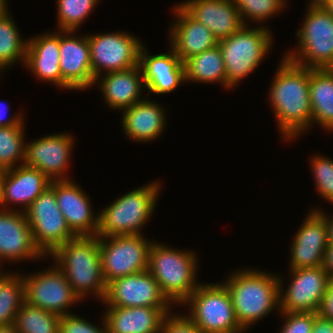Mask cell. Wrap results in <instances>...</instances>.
<instances>
[{
  "label": "cell",
  "mask_w": 333,
  "mask_h": 333,
  "mask_svg": "<svg viewBox=\"0 0 333 333\" xmlns=\"http://www.w3.org/2000/svg\"><path fill=\"white\" fill-rule=\"evenodd\" d=\"M267 89V101L284 143L295 142L312 130L309 79L311 68L298 66L283 55ZM275 75V76H274Z\"/></svg>",
  "instance_id": "6da1fadb"
},
{
  "label": "cell",
  "mask_w": 333,
  "mask_h": 333,
  "mask_svg": "<svg viewBox=\"0 0 333 333\" xmlns=\"http://www.w3.org/2000/svg\"><path fill=\"white\" fill-rule=\"evenodd\" d=\"M226 275L221 282L228 289L235 316L246 332L270 314L280 313L277 273L243 266Z\"/></svg>",
  "instance_id": "7a4b0ae2"
},
{
  "label": "cell",
  "mask_w": 333,
  "mask_h": 333,
  "mask_svg": "<svg viewBox=\"0 0 333 333\" xmlns=\"http://www.w3.org/2000/svg\"><path fill=\"white\" fill-rule=\"evenodd\" d=\"M48 258L64 273L79 299L103 302L107 284L102 274L98 236H76L57 247Z\"/></svg>",
  "instance_id": "3957f363"
},
{
  "label": "cell",
  "mask_w": 333,
  "mask_h": 333,
  "mask_svg": "<svg viewBox=\"0 0 333 333\" xmlns=\"http://www.w3.org/2000/svg\"><path fill=\"white\" fill-rule=\"evenodd\" d=\"M199 258L194 249L175 248L158 240L152 243L147 270L174 307L179 308L202 283L197 280L200 270Z\"/></svg>",
  "instance_id": "277c9868"
},
{
  "label": "cell",
  "mask_w": 333,
  "mask_h": 333,
  "mask_svg": "<svg viewBox=\"0 0 333 333\" xmlns=\"http://www.w3.org/2000/svg\"><path fill=\"white\" fill-rule=\"evenodd\" d=\"M155 179L128 190L99 210L98 230L102 237L144 235V229L157 210L163 184Z\"/></svg>",
  "instance_id": "5b68a950"
},
{
  "label": "cell",
  "mask_w": 333,
  "mask_h": 333,
  "mask_svg": "<svg viewBox=\"0 0 333 333\" xmlns=\"http://www.w3.org/2000/svg\"><path fill=\"white\" fill-rule=\"evenodd\" d=\"M274 34L271 28L243 25L230 37L218 42L225 65L226 90L233 91L259 69L274 49Z\"/></svg>",
  "instance_id": "8992f818"
},
{
  "label": "cell",
  "mask_w": 333,
  "mask_h": 333,
  "mask_svg": "<svg viewBox=\"0 0 333 333\" xmlns=\"http://www.w3.org/2000/svg\"><path fill=\"white\" fill-rule=\"evenodd\" d=\"M306 3L296 45L281 55L298 66L333 68V15L317 1Z\"/></svg>",
  "instance_id": "52a82bcc"
},
{
  "label": "cell",
  "mask_w": 333,
  "mask_h": 333,
  "mask_svg": "<svg viewBox=\"0 0 333 333\" xmlns=\"http://www.w3.org/2000/svg\"><path fill=\"white\" fill-rule=\"evenodd\" d=\"M179 307H185L184 314L202 333H247L239 325L230 293L221 281L202 282Z\"/></svg>",
  "instance_id": "ba28073f"
},
{
  "label": "cell",
  "mask_w": 333,
  "mask_h": 333,
  "mask_svg": "<svg viewBox=\"0 0 333 333\" xmlns=\"http://www.w3.org/2000/svg\"><path fill=\"white\" fill-rule=\"evenodd\" d=\"M51 263L37 272H23L25 302L57 315H69L82 301L74 293L63 271Z\"/></svg>",
  "instance_id": "9c48e42d"
},
{
  "label": "cell",
  "mask_w": 333,
  "mask_h": 333,
  "mask_svg": "<svg viewBox=\"0 0 333 333\" xmlns=\"http://www.w3.org/2000/svg\"><path fill=\"white\" fill-rule=\"evenodd\" d=\"M145 236H98L102 274L106 284L148 269L149 250L155 239Z\"/></svg>",
  "instance_id": "30bf717a"
},
{
  "label": "cell",
  "mask_w": 333,
  "mask_h": 333,
  "mask_svg": "<svg viewBox=\"0 0 333 333\" xmlns=\"http://www.w3.org/2000/svg\"><path fill=\"white\" fill-rule=\"evenodd\" d=\"M87 38L94 78L139 65L140 50L144 42L130 31L88 33Z\"/></svg>",
  "instance_id": "8fae6325"
},
{
  "label": "cell",
  "mask_w": 333,
  "mask_h": 333,
  "mask_svg": "<svg viewBox=\"0 0 333 333\" xmlns=\"http://www.w3.org/2000/svg\"><path fill=\"white\" fill-rule=\"evenodd\" d=\"M288 274V282L278 274L280 312H318L331 279L323 266L289 269Z\"/></svg>",
  "instance_id": "7c38bea8"
},
{
  "label": "cell",
  "mask_w": 333,
  "mask_h": 333,
  "mask_svg": "<svg viewBox=\"0 0 333 333\" xmlns=\"http://www.w3.org/2000/svg\"><path fill=\"white\" fill-rule=\"evenodd\" d=\"M33 240L48 257L57 247L75 238L57 205L55 191L49 186L25 211Z\"/></svg>",
  "instance_id": "4fadbf2b"
},
{
  "label": "cell",
  "mask_w": 333,
  "mask_h": 333,
  "mask_svg": "<svg viewBox=\"0 0 333 333\" xmlns=\"http://www.w3.org/2000/svg\"><path fill=\"white\" fill-rule=\"evenodd\" d=\"M74 135L59 131L26 141L24 164L38 169L51 181L71 180L68 172L77 141Z\"/></svg>",
  "instance_id": "5bb4252c"
},
{
  "label": "cell",
  "mask_w": 333,
  "mask_h": 333,
  "mask_svg": "<svg viewBox=\"0 0 333 333\" xmlns=\"http://www.w3.org/2000/svg\"><path fill=\"white\" fill-rule=\"evenodd\" d=\"M102 305L105 307H158L165 314L174 306L163 295L148 270L119 277L107 284Z\"/></svg>",
  "instance_id": "9a60e30c"
},
{
  "label": "cell",
  "mask_w": 333,
  "mask_h": 333,
  "mask_svg": "<svg viewBox=\"0 0 333 333\" xmlns=\"http://www.w3.org/2000/svg\"><path fill=\"white\" fill-rule=\"evenodd\" d=\"M38 260L49 258L36 246L25 212L0 208V270L6 263L18 265Z\"/></svg>",
  "instance_id": "2e32d148"
},
{
  "label": "cell",
  "mask_w": 333,
  "mask_h": 333,
  "mask_svg": "<svg viewBox=\"0 0 333 333\" xmlns=\"http://www.w3.org/2000/svg\"><path fill=\"white\" fill-rule=\"evenodd\" d=\"M59 49L61 90L85 92L92 89L95 78L87 33L60 31Z\"/></svg>",
  "instance_id": "e0dca14e"
},
{
  "label": "cell",
  "mask_w": 333,
  "mask_h": 333,
  "mask_svg": "<svg viewBox=\"0 0 333 333\" xmlns=\"http://www.w3.org/2000/svg\"><path fill=\"white\" fill-rule=\"evenodd\" d=\"M308 210L291 238L288 269L322 266L328 247L326 219L318 209Z\"/></svg>",
  "instance_id": "ac0fdd59"
},
{
  "label": "cell",
  "mask_w": 333,
  "mask_h": 333,
  "mask_svg": "<svg viewBox=\"0 0 333 333\" xmlns=\"http://www.w3.org/2000/svg\"><path fill=\"white\" fill-rule=\"evenodd\" d=\"M57 205L70 230L76 236H95L98 230L99 212H94L90 195L75 179L51 181Z\"/></svg>",
  "instance_id": "d6986e66"
},
{
  "label": "cell",
  "mask_w": 333,
  "mask_h": 333,
  "mask_svg": "<svg viewBox=\"0 0 333 333\" xmlns=\"http://www.w3.org/2000/svg\"><path fill=\"white\" fill-rule=\"evenodd\" d=\"M143 45L140 50L141 67L148 97L174 92L185 83L184 64L168 45V52L149 53Z\"/></svg>",
  "instance_id": "ffe728a7"
},
{
  "label": "cell",
  "mask_w": 333,
  "mask_h": 333,
  "mask_svg": "<svg viewBox=\"0 0 333 333\" xmlns=\"http://www.w3.org/2000/svg\"><path fill=\"white\" fill-rule=\"evenodd\" d=\"M173 20L168 24V45L181 62L214 48L218 40L202 23L193 19L178 3L170 8ZM175 18V19H174Z\"/></svg>",
  "instance_id": "44dd1931"
},
{
  "label": "cell",
  "mask_w": 333,
  "mask_h": 333,
  "mask_svg": "<svg viewBox=\"0 0 333 333\" xmlns=\"http://www.w3.org/2000/svg\"><path fill=\"white\" fill-rule=\"evenodd\" d=\"M153 99V100H152ZM163 104L148 96L127 109L121 111V127L123 135L135 143L146 144L163 137L167 128L168 110Z\"/></svg>",
  "instance_id": "7402d4cb"
},
{
  "label": "cell",
  "mask_w": 333,
  "mask_h": 333,
  "mask_svg": "<svg viewBox=\"0 0 333 333\" xmlns=\"http://www.w3.org/2000/svg\"><path fill=\"white\" fill-rule=\"evenodd\" d=\"M51 184L38 169L25 164L7 169L2 183L0 208L25 212Z\"/></svg>",
  "instance_id": "603a6c76"
},
{
  "label": "cell",
  "mask_w": 333,
  "mask_h": 333,
  "mask_svg": "<svg viewBox=\"0 0 333 333\" xmlns=\"http://www.w3.org/2000/svg\"><path fill=\"white\" fill-rule=\"evenodd\" d=\"M27 38L28 45L23 68L32 73L34 79L39 82L49 83L61 90L60 30H47Z\"/></svg>",
  "instance_id": "cb8c5ba5"
},
{
  "label": "cell",
  "mask_w": 333,
  "mask_h": 333,
  "mask_svg": "<svg viewBox=\"0 0 333 333\" xmlns=\"http://www.w3.org/2000/svg\"><path fill=\"white\" fill-rule=\"evenodd\" d=\"M97 85V90L101 93L103 103L109 110L121 112L124 109L144 100L147 95L146 86L141 67L109 72L96 77L93 87Z\"/></svg>",
  "instance_id": "d4e9b609"
},
{
  "label": "cell",
  "mask_w": 333,
  "mask_h": 333,
  "mask_svg": "<svg viewBox=\"0 0 333 333\" xmlns=\"http://www.w3.org/2000/svg\"><path fill=\"white\" fill-rule=\"evenodd\" d=\"M178 4L219 41L230 37L244 24L234 0H184Z\"/></svg>",
  "instance_id": "484cf974"
},
{
  "label": "cell",
  "mask_w": 333,
  "mask_h": 333,
  "mask_svg": "<svg viewBox=\"0 0 333 333\" xmlns=\"http://www.w3.org/2000/svg\"><path fill=\"white\" fill-rule=\"evenodd\" d=\"M108 333H160L165 313L158 307H104Z\"/></svg>",
  "instance_id": "4316f807"
},
{
  "label": "cell",
  "mask_w": 333,
  "mask_h": 333,
  "mask_svg": "<svg viewBox=\"0 0 333 333\" xmlns=\"http://www.w3.org/2000/svg\"><path fill=\"white\" fill-rule=\"evenodd\" d=\"M312 128L333 133V68L311 69L309 79Z\"/></svg>",
  "instance_id": "83f0119b"
},
{
  "label": "cell",
  "mask_w": 333,
  "mask_h": 333,
  "mask_svg": "<svg viewBox=\"0 0 333 333\" xmlns=\"http://www.w3.org/2000/svg\"><path fill=\"white\" fill-rule=\"evenodd\" d=\"M185 84H218L226 91V72L219 46L194 55L183 62Z\"/></svg>",
  "instance_id": "f1b7e54d"
},
{
  "label": "cell",
  "mask_w": 333,
  "mask_h": 333,
  "mask_svg": "<svg viewBox=\"0 0 333 333\" xmlns=\"http://www.w3.org/2000/svg\"><path fill=\"white\" fill-rule=\"evenodd\" d=\"M14 16L9 12L0 18V78L7 69L21 64L24 67L28 38L22 35L15 22ZM24 37V38H23ZM2 75V76H1Z\"/></svg>",
  "instance_id": "f546056e"
},
{
  "label": "cell",
  "mask_w": 333,
  "mask_h": 333,
  "mask_svg": "<svg viewBox=\"0 0 333 333\" xmlns=\"http://www.w3.org/2000/svg\"><path fill=\"white\" fill-rule=\"evenodd\" d=\"M10 270H0V326L14 324L25 301L22 272Z\"/></svg>",
  "instance_id": "4dcf8cb0"
},
{
  "label": "cell",
  "mask_w": 333,
  "mask_h": 333,
  "mask_svg": "<svg viewBox=\"0 0 333 333\" xmlns=\"http://www.w3.org/2000/svg\"><path fill=\"white\" fill-rule=\"evenodd\" d=\"M60 317L24 301L14 325L18 333H59Z\"/></svg>",
  "instance_id": "1f68e13d"
},
{
  "label": "cell",
  "mask_w": 333,
  "mask_h": 333,
  "mask_svg": "<svg viewBox=\"0 0 333 333\" xmlns=\"http://www.w3.org/2000/svg\"><path fill=\"white\" fill-rule=\"evenodd\" d=\"M26 119L18 126L0 127V166L10 169L25 161Z\"/></svg>",
  "instance_id": "d6a6232c"
},
{
  "label": "cell",
  "mask_w": 333,
  "mask_h": 333,
  "mask_svg": "<svg viewBox=\"0 0 333 333\" xmlns=\"http://www.w3.org/2000/svg\"><path fill=\"white\" fill-rule=\"evenodd\" d=\"M234 2L244 25L256 24L266 28H270L268 21L279 16L281 12L283 14L290 4L288 0H234Z\"/></svg>",
  "instance_id": "836d02e7"
},
{
  "label": "cell",
  "mask_w": 333,
  "mask_h": 333,
  "mask_svg": "<svg viewBox=\"0 0 333 333\" xmlns=\"http://www.w3.org/2000/svg\"><path fill=\"white\" fill-rule=\"evenodd\" d=\"M57 21L55 30L79 31L101 0H55ZM57 28V29H56Z\"/></svg>",
  "instance_id": "e575fe53"
},
{
  "label": "cell",
  "mask_w": 333,
  "mask_h": 333,
  "mask_svg": "<svg viewBox=\"0 0 333 333\" xmlns=\"http://www.w3.org/2000/svg\"><path fill=\"white\" fill-rule=\"evenodd\" d=\"M317 196L333 205V159L316 153L308 156Z\"/></svg>",
  "instance_id": "d590c367"
},
{
  "label": "cell",
  "mask_w": 333,
  "mask_h": 333,
  "mask_svg": "<svg viewBox=\"0 0 333 333\" xmlns=\"http://www.w3.org/2000/svg\"><path fill=\"white\" fill-rule=\"evenodd\" d=\"M74 313L60 317L59 333H108L103 314L99 320L101 323L95 324L90 319H85L83 315Z\"/></svg>",
  "instance_id": "8d00e7d4"
},
{
  "label": "cell",
  "mask_w": 333,
  "mask_h": 333,
  "mask_svg": "<svg viewBox=\"0 0 333 333\" xmlns=\"http://www.w3.org/2000/svg\"><path fill=\"white\" fill-rule=\"evenodd\" d=\"M317 312H280L283 319L279 333H312Z\"/></svg>",
  "instance_id": "74e56055"
},
{
  "label": "cell",
  "mask_w": 333,
  "mask_h": 333,
  "mask_svg": "<svg viewBox=\"0 0 333 333\" xmlns=\"http://www.w3.org/2000/svg\"><path fill=\"white\" fill-rule=\"evenodd\" d=\"M172 310L166 314L161 325L160 333H202L184 312Z\"/></svg>",
  "instance_id": "f35d334b"
},
{
  "label": "cell",
  "mask_w": 333,
  "mask_h": 333,
  "mask_svg": "<svg viewBox=\"0 0 333 333\" xmlns=\"http://www.w3.org/2000/svg\"><path fill=\"white\" fill-rule=\"evenodd\" d=\"M10 103L7 101H1L0 100V127H12V126H18L20 125L25 119L28 117H25L26 113L25 110L22 111V109H19L17 112L12 113L11 115L8 114L10 112ZM9 115V116H8Z\"/></svg>",
  "instance_id": "ab89813d"
},
{
  "label": "cell",
  "mask_w": 333,
  "mask_h": 333,
  "mask_svg": "<svg viewBox=\"0 0 333 333\" xmlns=\"http://www.w3.org/2000/svg\"><path fill=\"white\" fill-rule=\"evenodd\" d=\"M317 313L319 316L333 321V278L328 282L327 289Z\"/></svg>",
  "instance_id": "60d3db41"
},
{
  "label": "cell",
  "mask_w": 333,
  "mask_h": 333,
  "mask_svg": "<svg viewBox=\"0 0 333 333\" xmlns=\"http://www.w3.org/2000/svg\"><path fill=\"white\" fill-rule=\"evenodd\" d=\"M312 333H333V321L317 314L313 324Z\"/></svg>",
  "instance_id": "b9f144b4"
},
{
  "label": "cell",
  "mask_w": 333,
  "mask_h": 333,
  "mask_svg": "<svg viewBox=\"0 0 333 333\" xmlns=\"http://www.w3.org/2000/svg\"><path fill=\"white\" fill-rule=\"evenodd\" d=\"M323 268L329 274L330 278H333V244L328 243V247L324 252V258L322 263Z\"/></svg>",
  "instance_id": "7bdbcfd3"
},
{
  "label": "cell",
  "mask_w": 333,
  "mask_h": 333,
  "mask_svg": "<svg viewBox=\"0 0 333 333\" xmlns=\"http://www.w3.org/2000/svg\"><path fill=\"white\" fill-rule=\"evenodd\" d=\"M319 210L326 219V225H327V235H328V243H332L333 244V215L331 213H329V211H325L324 207L320 208V206H314L312 208H310V210Z\"/></svg>",
  "instance_id": "ee69618b"
},
{
  "label": "cell",
  "mask_w": 333,
  "mask_h": 333,
  "mask_svg": "<svg viewBox=\"0 0 333 333\" xmlns=\"http://www.w3.org/2000/svg\"><path fill=\"white\" fill-rule=\"evenodd\" d=\"M8 0H0V18L11 12ZM10 9V10H9Z\"/></svg>",
  "instance_id": "f6af8a7d"
},
{
  "label": "cell",
  "mask_w": 333,
  "mask_h": 333,
  "mask_svg": "<svg viewBox=\"0 0 333 333\" xmlns=\"http://www.w3.org/2000/svg\"><path fill=\"white\" fill-rule=\"evenodd\" d=\"M317 2L333 15V0H318Z\"/></svg>",
  "instance_id": "bcb514c9"
},
{
  "label": "cell",
  "mask_w": 333,
  "mask_h": 333,
  "mask_svg": "<svg viewBox=\"0 0 333 333\" xmlns=\"http://www.w3.org/2000/svg\"><path fill=\"white\" fill-rule=\"evenodd\" d=\"M0 333H18V332L16 331L15 325L10 324V325H1Z\"/></svg>",
  "instance_id": "7dc6e473"
},
{
  "label": "cell",
  "mask_w": 333,
  "mask_h": 333,
  "mask_svg": "<svg viewBox=\"0 0 333 333\" xmlns=\"http://www.w3.org/2000/svg\"><path fill=\"white\" fill-rule=\"evenodd\" d=\"M7 169L0 166V198H1V194H2V183H3V178L5 176Z\"/></svg>",
  "instance_id": "c3c4849f"
}]
</instances>
